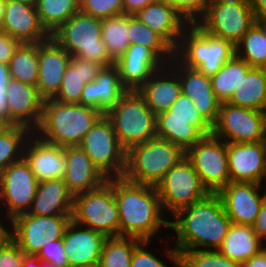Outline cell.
I'll return each instance as SVG.
<instances>
[{"label":"cell","mask_w":266,"mask_h":267,"mask_svg":"<svg viewBox=\"0 0 266 267\" xmlns=\"http://www.w3.org/2000/svg\"><path fill=\"white\" fill-rule=\"evenodd\" d=\"M6 88H0V116L5 117L6 110Z\"/></svg>","instance_id":"57"},{"label":"cell","mask_w":266,"mask_h":267,"mask_svg":"<svg viewBox=\"0 0 266 267\" xmlns=\"http://www.w3.org/2000/svg\"><path fill=\"white\" fill-rule=\"evenodd\" d=\"M105 116L111 121L117 139L126 151L156 137V115L138 91L127 90Z\"/></svg>","instance_id":"6"},{"label":"cell","mask_w":266,"mask_h":267,"mask_svg":"<svg viewBox=\"0 0 266 267\" xmlns=\"http://www.w3.org/2000/svg\"><path fill=\"white\" fill-rule=\"evenodd\" d=\"M235 55V46L208 34L196 23L188 24L182 33L175 57L185 66L212 76Z\"/></svg>","instance_id":"5"},{"label":"cell","mask_w":266,"mask_h":267,"mask_svg":"<svg viewBox=\"0 0 266 267\" xmlns=\"http://www.w3.org/2000/svg\"><path fill=\"white\" fill-rule=\"evenodd\" d=\"M103 115L98 109L80 103L46 99L41 122L34 133L42 140L61 147L79 146Z\"/></svg>","instance_id":"3"},{"label":"cell","mask_w":266,"mask_h":267,"mask_svg":"<svg viewBox=\"0 0 266 267\" xmlns=\"http://www.w3.org/2000/svg\"><path fill=\"white\" fill-rule=\"evenodd\" d=\"M41 267H56L54 264L41 260Z\"/></svg>","instance_id":"62"},{"label":"cell","mask_w":266,"mask_h":267,"mask_svg":"<svg viewBox=\"0 0 266 267\" xmlns=\"http://www.w3.org/2000/svg\"><path fill=\"white\" fill-rule=\"evenodd\" d=\"M103 66L90 60L70 56L58 93L53 99L62 103H80L85 84L94 81Z\"/></svg>","instance_id":"31"},{"label":"cell","mask_w":266,"mask_h":267,"mask_svg":"<svg viewBox=\"0 0 266 267\" xmlns=\"http://www.w3.org/2000/svg\"><path fill=\"white\" fill-rule=\"evenodd\" d=\"M115 65L123 86L127 90L138 91L165 63L150 48L130 44Z\"/></svg>","instance_id":"24"},{"label":"cell","mask_w":266,"mask_h":267,"mask_svg":"<svg viewBox=\"0 0 266 267\" xmlns=\"http://www.w3.org/2000/svg\"><path fill=\"white\" fill-rule=\"evenodd\" d=\"M22 267H41V259L34 255L24 254Z\"/></svg>","instance_id":"55"},{"label":"cell","mask_w":266,"mask_h":267,"mask_svg":"<svg viewBox=\"0 0 266 267\" xmlns=\"http://www.w3.org/2000/svg\"><path fill=\"white\" fill-rule=\"evenodd\" d=\"M179 267H241V263L224 256L219 250H185L179 254Z\"/></svg>","instance_id":"42"},{"label":"cell","mask_w":266,"mask_h":267,"mask_svg":"<svg viewBox=\"0 0 266 267\" xmlns=\"http://www.w3.org/2000/svg\"><path fill=\"white\" fill-rule=\"evenodd\" d=\"M19 44L18 40L0 30V62L8 65Z\"/></svg>","instance_id":"49"},{"label":"cell","mask_w":266,"mask_h":267,"mask_svg":"<svg viewBox=\"0 0 266 267\" xmlns=\"http://www.w3.org/2000/svg\"><path fill=\"white\" fill-rule=\"evenodd\" d=\"M112 187L118 206L119 236L152 241L164 232L161 230H169L170 219L162 209L156 186L116 177L112 178Z\"/></svg>","instance_id":"2"},{"label":"cell","mask_w":266,"mask_h":267,"mask_svg":"<svg viewBox=\"0 0 266 267\" xmlns=\"http://www.w3.org/2000/svg\"><path fill=\"white\" fill-rule=\"evenodd\" d=\"M256 21L266 20V0H249Z\"/></svg>","instance_id":"52"},{"label":"cell","mask_w":266,"mask_h":267,"mask_svg":"<svg viewBox=\"0 0 266 267\" xmlns=\"http://www.w3.org/2000/svg\"><path fill=\"white\" fill-rule=\"evenodd\" d=\"M12 125L6 117L0 116V135L6 132Z\"/></svg>","instance_id":"58"},{"label":"cell","mask_w":266,"mask_h":267,"mask_svg":"<svg viewBox=\"0 0 266 267\" xmlns=\"http://www.w3.org/2000/svg\"><path fill=\"white\" fill-rule=\"evenodd\" d=\"M51 37L71 56L90 60L103 67L115 64L101 37V19L77 12L62 24Z\"/></svg>","instance_id":"7"},{"label":"cell","mask_w":266,"mask_h":267,"mask_svg":"<svg viewBox=\"0 0 266 267\" xmlns=\"http://www.w3.org/2000/svg\"><path fill=\"white\" fill-rule=\"evenodd\" d=\"M127 89L120 81L118 67H103L97 78L85 84L80 104L98 109L104 115L120 101Z\"/></svg>","instance_id":"25"},{"label":"cell","mask_w":266,"mask_h":267,"mask_svg":"<svg viewBox=\"0 0 266 267\" xmlns=\"http://www.w3.org/2000/svg\"><path fill=\"white\" fill-rule=\"evenodd\" d=\"M264 244L251 225L232 223L218 250L229 259L244 263L263 250Z\"/></svg>","instance_id":"32"},{"label":"cell","mask_w":266,"mask_h":267,"mask_svg":"<svg viewBox=\"0 0 266 267\" xmlns=\"http://www.w3.org/2000/svg\"><path fill=\"white\" fill-rule=\"evenodd\" d=\"M262 72L266 75V61L259 67Z\"/></svg>","instance_id":"63"},{"label":"cell","mask_w":266,"mask_h":267,"mask_svg":"<svg viewBox=\"0 0 266 267\" xmlns=\"http://www.w3.org/2000/svg\"><path fill=\"white\" fill-rule=\"evenodd\" d=\"M4 10H5V0H0V23L3 19Z\"/></svg>","instance_id":"60"},{"label":"cell","mask_w":266,"mask_h":267,"mask_svg":"<svg viewBox=\"0 0 266 267\" xmlns=\"http://www.w3.org/2000/svg\"><path fill=\"white\" fill-rule=\"evenodd\" d=\"M70 54L52 37L38 43V82L40 96L46 100L59 91L64 73L70 64Z\"/></svg>","instance_id":"21"},{"label":"cell","mask_w":266,"mask_h":267,"mask_svg":"<svg viewBox=\"0 0 266 267\" xmlns=\"http://www.w3.org/2000/svg\"><path fill=\"white\" fill-rule=\"evenodd\" d=\"M153 241L143 240L134 250L131 261V267H170L166 264V261L160 259V256L155 255L153 251L148 249L151 247ZM149 251H148V250ZM165 251V252H164ZM163 257L170 260L174 267H179V254L172 244L162 251ZM158 256V257H157Z\"/></svg>","instance_id":"43"},{"label":"cell","mask_w":266,"mask_h":267,"mask_svg":"<svg viewBox=\"0 0 266 267\" xmlns=\"http://www.w3.org/2000/svg\"><path fill=\"white\" fill-rule=\"evenodd\" d=\"M129 15L121 14L101 19V37L110 58L115 62L130 45L128 37Z\"/></svg>","instance_id":"37"},{"label":"cell","mask_w":266,"mask_h":267,"mask_svg":"<svg viewBox=\"0 0 266 267\" xmlns=\"http://www.w3.org/2000/svg\"><path fill=\"white\" fill-rule=\"evenodd\" d=\"M73 201L74 195L64 180L41 181L28 213L37 216L72 215Z\"/></svg>","instance_id":"30"},{"label":"cell","mask_w":266,"mask_h":267,"mask_svg":"<svg viewBox=\"0 0 266 267\" xmlns=\"http://www.w3.org/2000/svg\"><path fill=\"white\" fill-rule=\"evenodd\" d=\"M10 78L36 86L38 82V43H20L8 64Z\"/></svg>","instance_id":"35"},{"label":"cell","mask_w":266,"mask_h":267,"mask_svg":"<svg viewBox=\"0 0 266 267\" xmlns=\"http://www.w3.org/2000/svg\"><path fill=\"white\" fill-rule=\"evenodd\" d=\"M186 157L210 193H218L230 182L227 143L213 134L204 136L192 146Z\"/></svg>","instance_id":"15"},{"label":"cell","mask_w":266,"mask_h":267,"mask_svg":"<svg viewBox=\"0 0 266 267\" xmlns=\"http://www.w3.org/2000/svg\"><path fill=\"white\" fill-rule=\"evenodd\" d=\"M227 157L230 182L266 183V141L227 143Z\"/></svg>","instance_id":"17"},{"label":"cell","mask_w":266,"mask_h":267,"mask_svg":"<svg viewBox=\"0 0 266 267\" xmlns=\"http://www.w3.org/2000/svg\"><path fill=\"white\" fill-rule=\"evenodd\" d=\"M241 267H266V247L257 255H254L246 262L241 263Z\"/></svg>","instance_id":"53"},{"label":"cell","mask_w":266,"mask_h":267,"mask_svg":"<svg viewBox=\"0 0 266 267\" xmlns=\"http://www.w3.org/2000/svg\"><path fill=\"white\" fill-rule=\"evenodd\" d=\"M170 6L187 21L188 24L197 23L205 14L209 0H159Z\"/></svg>","instance_id":"45"},{"label":"cell","mask_w":266,"mask_h":267,"mask_svg":"<svg viewBox=\"0 0 266 267\" xmlns=\"http://www.w3.org/2000/svg\"><path fill=\"white\" fill-rule=\"evenodd\" d=\"M38 184L39 181L24 158L11 163L0 173V210L4 209V218H1L7 225L16 216L30 210Z\"/></svg>","instance_id":"14"},{"label":"cell","mask_w":266,"mask_h":267,"mask_svg":"<svg viewBox=\"0 0 266 267\" xmlns=\"http://www.w3.org/2000/svg\"><path fill=\"white\" fill-rule=\"evenodd\" d=\"M37 257L42 261L54 264L56 267H69L62 239L45 244Z\"/></svg>","instance_id":"46"},{"label":"cell","mask_w":266,"mask_h":267,"mask_svg":"<svg viewBox=\"0 0 266 267\" xmlns=\"http://www.w3.org/2000/svg\"><path fill=\"white\" fill-rule=\"evenodd\" d=\"M143 240L136 237H107L100 255L99 267H131L135 248Z\"/></svg>","instance_id":"39"},{"label":"cell","mask_w":266,"mask_h":267,"mask_svg":"<svg viewBox=\"0 0 266 267\" xmlns=\"http://www.w3.org/2000/svg\"><path fill=\"white\" fill-rule=\"evenodd\" d=\"M5 1H17V2L28 4L30 6H35L37 3V0H5Z\"/></svg>","instance_id":"59"},{"label":"cell","mask_w":266,"mask_h":267,"mask_svg":"<svg viewBox=\"0 0 266 267\" xmlns=\"http://www.w3.org/2000/svg\"><path fill=\"white\" fill-rule=\"evenodd\" d=\"M227 102L235 106L266 112V75L260 68L252 67Z\"/></svg>","instance_id":"33"},{"label":"cell","mask_w":266,"mask_h":267,"mask_svg":"<svg viewBox=\"0 0 266 267\" xmlns=\"http://www.w3.org/2000/svg\"><path fill=\"white\" fill-rule=\"evenodd\" d=\"M72 215L20 214L10 221V238L25 255L37 256L45 244L62 239Z\"/></svg>","instance_id":"12"},{"label":"cell","mask_w":266,"mask_h":267,"mask_svg":"<svg viewBox=\"0 0 266 267\" xmlns=\"http://www.w3.org/2000/svg\"><path fill=\"white\" fill-rule=\"evenodd\" d=\"M65 157L63 180L73 195L98 188L107 180L80 146L65 147Z\"/></svg>","instance_id":"27"},{"label":"cell","mask_w":266,"mask_h":267,"mask_svg":"<svg viewBox=\"0 0 266 267\" xmlns=\"http://www.w3.org/2000/svg\"><path fill=\"white\" fill-rule=\"evenodd\" d=\"M24 253L9 237L0 245V267H22Z\"/></svg>","instance_id":"48"},{"label":"cell","mask_w":266,"mask_h":267,"mask_svg":"<svg viewBox=\"0 0 266 267\" xmlns=\"http://www.w3.org/2000/svg\"><path fill=\"white\" fill-rule=\"evenodd\" d=\"M167 111L168 118L204 119L203 116L198 113L192 100L183 93L180 94L178 99Z\"/></svg>","instance_id":"47"},{"label":"cell","mask_w":266,"mask_h":267,"mask_svg":"<svg viewBox=\"0 0 266 267\" xmlns=\"http://www.w3.org/2000/svg\"><path fill=\"white\" fill-rule=\"evenodd\" d=\"M162 209L169 217L206 198L210 192L202 184L191 161L185 156L156 185Z\"/></svg>","instance_id":"9"},{"label":"cell","mask_w":266,"mask_h":267,"mask_svg":"<svg viewBox=\"0 0 266 267\" xmlns=\"http://www.w3.org/2000/svg\"><path fill=\"white\" fill-rule=\"evenodd\" d=\"M171 218L169 229L176 235L172 242L178 254L185 250H218L232 224L217 193H210Z\"/></svg>","instance_id":"1"},{"label":"cell","mask_w":266,"mask_h":267,"mask_svg":"<svg viewBox=\"0 0 266 267\" xmlns=\"http://www.w3.org/2000/svg\"><path fill=\"white\" fill-rule=\"evenodd\" d=\"M33 132L21 125H12L0 135V173L11 163L23 158V150L28 137Z\"/></svg>","instance_id":"41"},{"label":"cell","mask_w":266,"mask_h":267,"mask_svg":"<svg viewBox=\"0 0 266 267\" xmlns=\"http://www.w3.org/2000/svg\"><path fill=\"white\" fill-rule=\"evenodd\" d=\"M5 95V117L13 125L25 126L34 132L41 122L44 104L37 87L10 79Z\"/></svg>","instance_id":"16"},{"label":"cell","mask_w":266,"mask_h":267,"mask_svg":"<svg viewBox=\"0 0 266 267\" xmlns=\"http://www.w3.org/2000/svg\"><path fill=\"white\" fill-rule=\"evenodd\" d=\"M0 30L20 43H40L51 37L42 26L36 7L17 1H5Z\"/></svg>","instance_id":"22"},{"label":"cell","mask_w":266,"mask_h":267,"mask_svg":"<svg viewBox=\"0 0 266 267\" xmlns=\"http://www.w3.org/2000/svg\"><path fill=\"white\" fill-rule=\"evenodd\" d=\"M23 158L39 182L51 179L63 180L65 177V147L48 143L34 132L24 145Z\"/></svg>","instance_id":"20"},{"label":"cell","mask_w":266,"mask_h":267,"mask_svg":"<svg viewBox=\"0 0 266 267\" xmlns=\"http://www.w3.org/2000/svg\"><path fill=\"white\" fill-rule=\"evenodd\" d=\"M256 22L249 0H209L197 25L234 46Z\"/></svg>","instance_id":"10"},{"label":"cell","mask_w":266,"mask_h":267,"mask_svg":"<svg viewBox=\"0 0 266 267\" xmlns=\"http://www.w3.org/2000/svg\"><path fill=\"white\" fill-rule=\"evenodd\" d=\"M154 1L156 0H123L124 14L135 15Z\"/></svg>","instance_id":"51"},{"label":"cell","mask_w":266,"mask_h":267,"mask_svg":"<svg viewBox=\"0 0 266 267\" xmlns=\"http://www.w3.org/2000/svg\"><path fill=\"white\" fill-rule=\"evenodd\" d=\"M235 55L251 67L259 68L266 61L264 31L256 22L235 45Z\"/></svg>","instance_id":"40"},{"label":"cell","mask_w":266,"mask_h":267,"mask_svg":"<svg viewBox=\"0 0 266 267\" xmlns=\"http://www.w3.org/2000/svg\"><path fill=\"white\" fill-rule=\"evenodd\" d=\"M128 37L130 44L150 48L165 64H169L175 57V50L135 15H129Z\"/></svg>","instance_id":"36"},{"label":"cell","mask_w":266,"mask_h":267,"mask_svg":"<svg viewBox=\"0 0 266 267\" xmlns=\"http://www.w3.org/2000/svg\"><path fill=\"white\" fill-rule=\"evenodd\" d=\"M265 186V187H263ZM266 184L229 182L217 194L233 224L253 225L258 216Z\"/></svg>","instance_id":"19"},{"label":"cell","mask_w":266,"mask_h":267,"mask_svg":"<svg viewBox=\"0 0 266 267\" xmlns=\"http://www.w3.org/2000/svg\"><path fill=\"white\" fill-rule=\"evenodd\" d=\"M10 79L8 65L0 62V88H6Z\"/></svg>","instance_id":"54"},{"label":"cell","mask_w":266,"mask_h":267,"mask_svg":"<svg viewBox=\"0 0 266 267\" xmlns=\"http://www.w3.org/2000/svg\"><path fill=\"white\" fill-rule=\"evenodd\" d=\"M80 12L99 19L124 14L123 0H80Z\"/></svg>","instance_id":"44"},{"label":"cell","mask_w":266,"mask_h":267,"mask_svg":"<svg viewBox=\"0 0 266 267\" xmlns=\"http://www.w3.org/2000/svg\"><path fill=\"white\" fill-rule=\"evenodd\" d=\"M72 220L106 237L119 236V213L112 178L98 188L74 195Z\"/></svg>","instance_id":"8"},{"label":"cell","mask_w":266,"mask_h":267,"mask_svg":"<svg viewBox=\"0 0 266 267\" xmlns=\"http://www.w3.org/2000/svg\"><path fill=\"white\" fill-rule=\"evenodd\" d=\"M82 267H99L98 265L82 266Z\"/></svg>","instance_id":"64"},{"label":"cell","mask_w":266,"mask_h":267,"mask_svg":"<svg viewBox=\"0 0 266 267\" xmlns=\"http://www.w3.org/2000/svg\"><path fill=\"white\" fill-rule=\"evenodd\" d=\"M79 146L107 179L123 177L127 151L120 144L111 121L105 115L95 123Z\"/></svg>","instance_id":"11"},{"label":"cell","mask_w":266,"mask_h":267,"mask_svg":"<svg viewBox=\"0 0 266 267\" xmlns=\"http://www.w3.org/2000/svg\"><path fill=\"white\" fill-rule=\"evenodd\" d=\"M263 191H265V193L262 199L261 209L252 227L257 236L265 243L266 242V188Z\"/></svg>","instance_id":"50"},{"label":"cell","mask_w":266,"mask_h":267,"mask_svg":"<svg viewBox=\"0 0 266 267\" xmlns=\"http://www.w3.org/2000/svg\"><path fill=\"white\" fill-rule=\"evenodd\" d=\"M35 7L42 26L51 35L80 11V0H37Z\"/></svg>","instance_id":"38"},{"label":"cell","mask_w":266,"mask_h":267,"mask_svg":"<svg viewBox=\"0 0 266 267\" xmlns=\"http://www.w3.org/2000/svg\"><path fill=\"white\" fill-rule=\"evenodd\" d=\"M145 99L149 109L157 115L167 111L178 99L181 92V82L177 72L165 64L157 70L138 90Z\"/></svg>","instance_id":"28"},{"label":"cell","mask_w":266,"mask_h":267,"mask_svg":"<svg viewBox=\"0 0 266 267\" xmlns=\"http://www.w3.org/2000/svg\"><path fill=\"white\" fill-rule=\"evenodd\" d=\"M135 16L158 33L174 50L177 49L187 21L170 6L156 0L138 11Z\"/></svg>","instance_id":"29"},{"label":"cell","mask_w":266,"mask_h":267,"mask_svg":"<svg viewBox=\"0 0 266 267\" xmlns=\"http://www.w3.org/2000/svg\"><path fill=\"white\" fill-rule=\"evenodd\" d=\"M169 65L179 76L181 92L192 100L198 113L213 126L218 119L221 102L213 92L210 76L183 65L176 57Z\"/></svg>","instance_id":"18"},{"label":"cell","mask_w":266,"mask_h":267,"mask_svg":"<svg viewBox=\"0 0 266 267\" xmlns=\"http://www.w3.org/2000/svg\"><path fill=\"white\" fill-rule=\"evenodd\" d=\"M210 134L212 126L205 119L168 118V111L156 115V137L176 144L184 152Z\"/></svg>","instance_id":"26"},{"label":"cell","mask_w":266,"mask_h":267,"mask_svg":"<svg viewBox=\"0 0 266 267\" xmlns=\"http://www.w3.org/2000/svg\"><path fill=\"white\" fill-rule=\"evenodd\" d=\"M185 156L186 152L176 144L154 137L127 151L123 177L133 183L156 186Z\"/></svg>","instance_id":"4"},{"label":"cell","mask_w":266,"mask_h":267,"mask_svg":"<svg viewBox=\"0 0 266 267\" xmlns=\"http://www.w3.org/2000/svg\"><path fill=\"white\" fill-rule=\"evenodd\" d=\"M9 237H10V225L7 226L3 222V220L0 219V245L3 244Z\"/></svg>","instance_id":"56"},{"label":"cell","mask_w":266,"mask_h":267,"mask_svg":"<svg viewBox=\"0 0 266 267\" xmlns=\"http://www.w3.org/2000/svg\"><path fill=\"white\" fill-rule=\"evenodd\" d=\"M106 238L102 233L71 220L62 238L69 267L99 265Z\"/></svg>","instance_id":"23"},{"label":"cell","mask_w":266,"mask_h":267,"mask_svg":"<svg viewBox=\"0 0 266 267\" xmlns=\"http://www.w3.org/2000/svg\"><path fill=\"white\" fill-rule=\"evenodd\" d=\"M252 67L243 59L234 55L226 61L212 76V89L220 102H227Z\"/></svg>","instance_id":"34"},{"label":"cell","mask_w":266,"mask_h":267,"mask_svg":"<svg viewBox=\"0 0 266 267\" xmlns=\"http://www.w3.org/2000/svg\"><path fill=\"white\" fill-rule=\"evenodd\" d=\"M256 23L263 29L265 39H266V20H259V21H256Z\"/></svg>","instance_id":"61"},{"label":"cell","mask_w":266,"mask_h":267,"mask_svg":"<svg viewBox=\"0 0 266 267\" xmlns=\"http://www.w3.org/2000/svg\"><path fill=\"white\" fill-rule=\"evenodd\" d=\"M212 134L226 143L266 141V112L221 102Z\"/></svg>","instance_id":"13"}]
</instances>
